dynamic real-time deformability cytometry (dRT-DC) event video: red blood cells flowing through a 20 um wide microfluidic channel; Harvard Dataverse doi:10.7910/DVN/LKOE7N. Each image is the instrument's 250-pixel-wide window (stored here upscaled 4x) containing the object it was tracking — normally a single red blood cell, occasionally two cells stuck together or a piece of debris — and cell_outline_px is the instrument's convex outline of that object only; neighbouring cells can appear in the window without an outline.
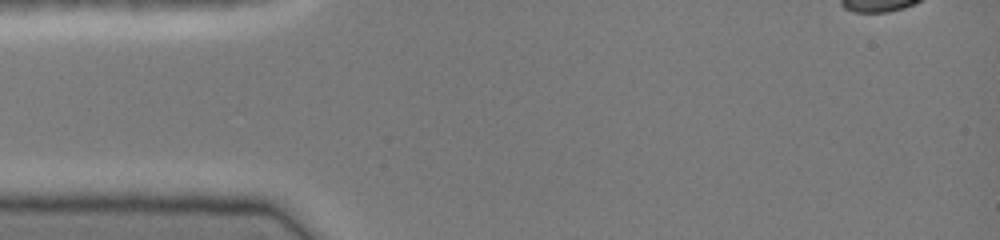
{"species": "common noctule bat (a hibernating species)", "species_latin": "Nyctalus noctula", "temperature_condition": "cold", "stored_images_in_passage": 5, "camera_frame_rate_fps": 3000, "um_per_image_px": 0.085, "animal": {"sex": "female", "body_mass_g": 19.0, "forearm_length_mm": 51.5}, "frame": {"image": 1, "passage_image": 1, "time_ms": 0.0, "image_size_px": [1000, 240], "cell_outline_px": [[148, 44], [132, 48], [52, 48], [16, 44], [12, 40], [40, 36], [136, 36], [144, 40]], "centroid_in_image_um": [7.04, 3.56], "position_along_channel_um": 78.0, "area_um2": 10.17}}